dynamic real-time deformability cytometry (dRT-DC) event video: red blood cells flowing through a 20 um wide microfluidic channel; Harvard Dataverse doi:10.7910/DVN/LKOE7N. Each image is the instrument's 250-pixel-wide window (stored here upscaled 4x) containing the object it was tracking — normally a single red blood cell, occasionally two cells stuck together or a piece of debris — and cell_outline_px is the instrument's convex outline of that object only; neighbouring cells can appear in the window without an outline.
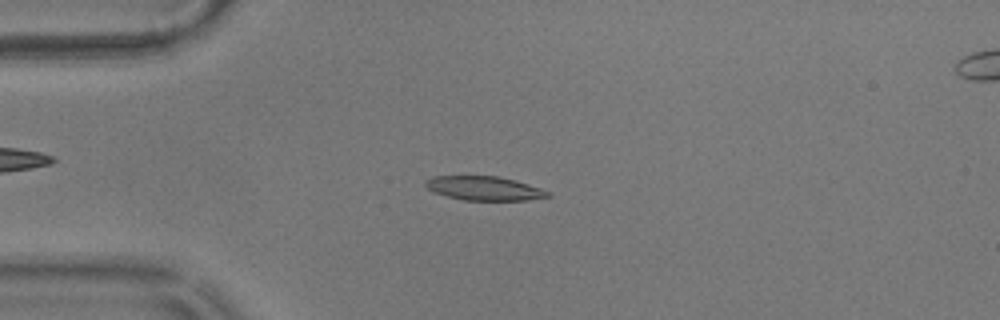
{"species": "common noctule bat (a hibernating species)", "species_latin": "Nyctalus noctula", "temperature_condition": "warm", "stored_images_in_passage": 55, "camera_frame_rate_fps": 3000, "um_per_image_px": 0.085, "animal": {"sex": "male", "body_mass_g": 17.9}, "frame": {"image": 1, "passage_image": 13, "time_ms": 4.0, "image_size_px": [1000, 320], "cell_outline_px": [[552, 196], [528, 200], [464, 200], [448, 196], [436, 192], [428, 188], [424, 184], [424, 180], [432, 176], [500, 176], [528, 184], [552, 192]], "centroid_in_image_um": [41.19, 16.0], "position_along_channel_um": 43.8, "area_um2": 17.11}}
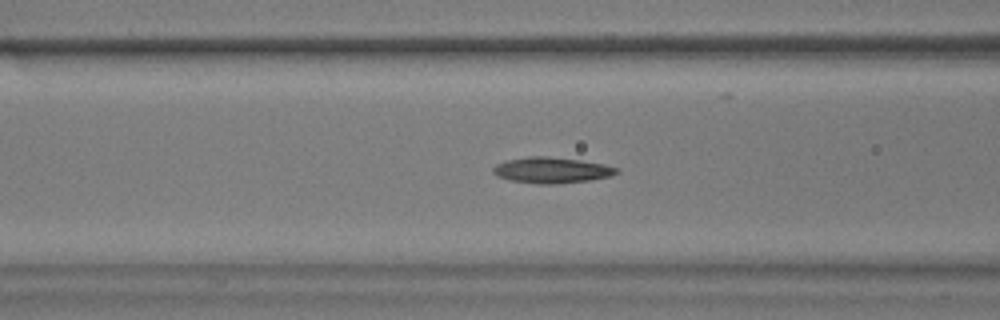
{"frame": {"image": 2, "passage_image": 21, "time_ms": 6.667, "image_size_px": [1000, 320], "cell_outline_px": [[620, 172], [612, 176], [588, 180], [556, 184], [536, 184], [508, 180], [496, 176], [492, 172], [492, 168], [496, 164], [508, 160], [528, 156], [548, 156], [580, 160], [604, 164], [620, 168]], "centroid_in_image_um": [46.89, 14.47], "position_along_channel_um": 119.7, "area_um2": 18.84}}
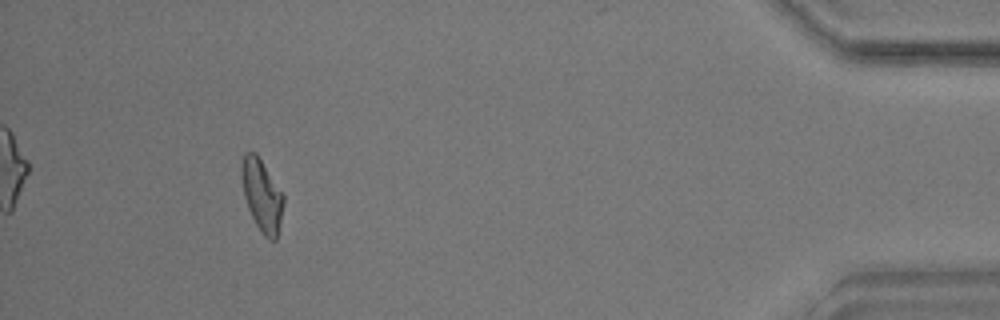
{"frame": {"image": 3, "passage_image": 51, "time_ms": 16.667, "image_size_px": [1000, 320], "cell_outline_px": [[284, 204], [276, 240], [268, 240], [264, 236], [256, 224], [248, 208], [244, 196], [240, 176], [240, 168], [244, 152], [256, 152], [284, 196]], "centroid_in_image_um": [22.24, 16.58], "position_along_channel_um": 413.0, "area_um2": 17.57}, "authors_computed_cell_mechanics": {"area_um2": 17.6868, "velocity_mm_per_s": 3.553, "shape_relaxation_time_tau1_ms": 4.8417, "shape_relaxation_time_tau2_ms": 1.5737, "deformation_change_tau1": 0.1651, "deformation_change_tau2": 0.0777}}